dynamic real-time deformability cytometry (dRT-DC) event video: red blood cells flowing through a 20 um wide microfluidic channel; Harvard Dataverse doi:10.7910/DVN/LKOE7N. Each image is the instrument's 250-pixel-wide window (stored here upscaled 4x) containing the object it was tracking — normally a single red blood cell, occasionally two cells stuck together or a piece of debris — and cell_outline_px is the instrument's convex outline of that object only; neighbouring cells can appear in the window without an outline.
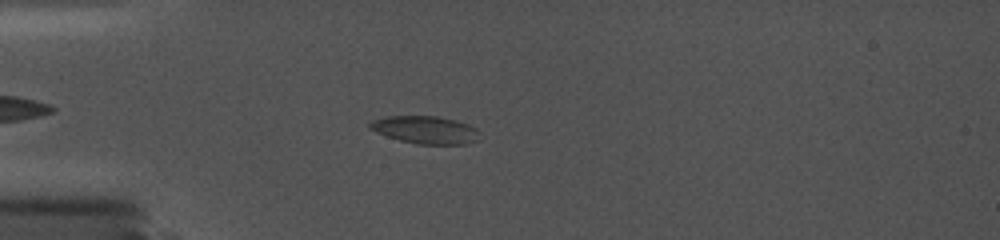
{"species": "common noctule bat (a hibernating species)", "species_latin": "Nyctalus noctula", "temperature_condition": "cold", "stored_images_in_passage": 22, "camera_frame_rate_fps": 5000, "um_per_image_px": 0.085, "animal": {"sex": "female", "body_mass_g": 19.0, "forearm_length_mm": 56.7}, "frame": {"image": 1, "passage_image": 18, "time_ms": 2.4, "image_size_px": [1000, 240], "cell_outline_px": [[480, 140], [468, 144], [416, 144], [400, 140], [376, 132], [368, 128], [368, 124], [372, 120], [384, 116], [436, 116], [456, 120], [468, 124], [476, 128], [480, 132]], "centroid_in_image_um": [36.19, 11.04], "position_along_channel_um": 48.8, "area_um2": 17.92}}